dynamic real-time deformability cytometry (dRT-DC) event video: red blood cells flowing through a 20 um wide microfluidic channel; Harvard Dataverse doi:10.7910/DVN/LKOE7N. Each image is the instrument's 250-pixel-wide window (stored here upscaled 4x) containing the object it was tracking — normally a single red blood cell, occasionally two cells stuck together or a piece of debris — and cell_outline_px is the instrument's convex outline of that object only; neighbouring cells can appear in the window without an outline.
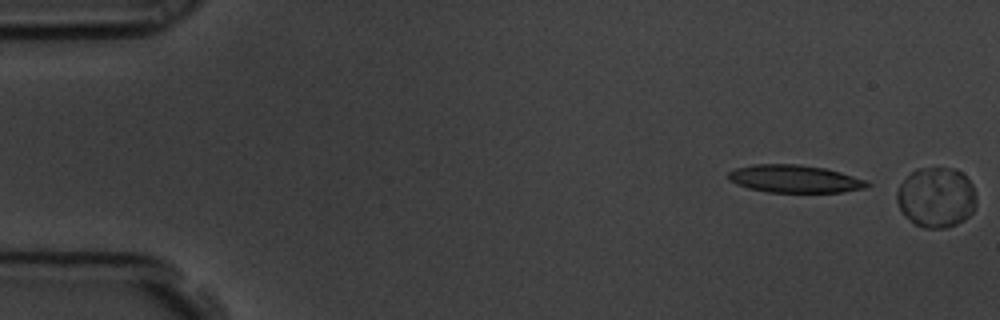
{"species": "common noctule bat (a hibernating species)", "species_latin": "Nyctalus noctula", "temperature_condition": "room temperature", "stored_images_in_passage": 3, "segment_of_instrument_passage": [2, 2], "camera_frame_rate_fps": 3000, "um_per_image_px": 0.085, "animal": {"sex": "male", "body_mass_g": 19.5, "forearm_length_mm": 54.6}, "frame": {"image": 1, "passage_image": 3, "time_ms": 0.667, "image_size_px": [1000, 320], "cell_outline_px": [[976, 208], [964, 220], [956, 224], [944, 228], [924, 228], [912, 224], [900, 208], [896, 200], [896, 192], [900, 184], [916, 168], [956, 168], [972, 184], [976, 192]], "centroid_in_image_um": [79.59, 16.79], "position_along_channel_um": 5.4, "area_um2": 28.03}}